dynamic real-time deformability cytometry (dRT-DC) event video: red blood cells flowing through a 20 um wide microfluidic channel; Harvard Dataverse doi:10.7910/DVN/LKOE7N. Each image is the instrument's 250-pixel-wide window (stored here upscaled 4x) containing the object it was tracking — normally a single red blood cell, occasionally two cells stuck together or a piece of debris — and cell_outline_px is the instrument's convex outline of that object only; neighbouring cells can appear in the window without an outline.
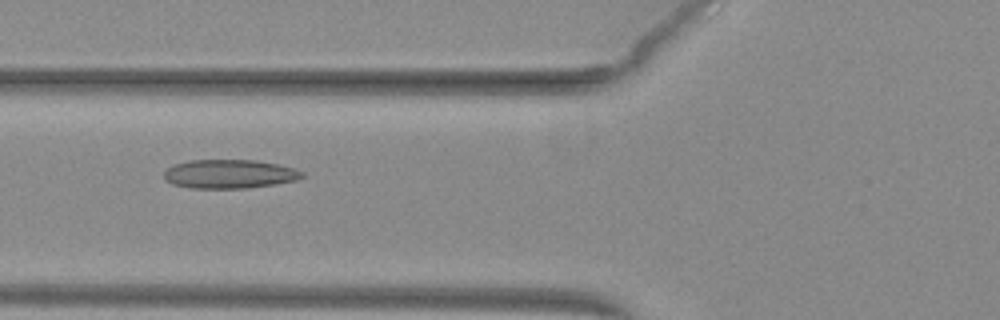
{"species": "common noctule bat (a hibernating species)", "species_latin": "Nyctalus noctula", "temperature_condition": "warm", "stored_images_in_passage": 37, "camera_frame_rate_fps": 3000, "um_per_image_px": 0.085, "animal": {"sex": "female", "body_mass_g": 29.2, "forearm_length_mm": 56.3}, "frame": {"image": 1, "passage_image": 6, "time_ms": 1.667, "image_size_px": [1000, 320], "cell_outline_px": [[304, 176], [296, 180], [276, 184], [248, 188], [192, 188], [172, 184], [164, 180], [164, 172], [168, 168], [176, 164], [188, 160], [256, 160], [280, 164], [296, 168], [304, 172]], "centroid_in_image_um": [19.54, 14.78], "position_along_channel_um": 106.3, "area_um2": 23.41}}
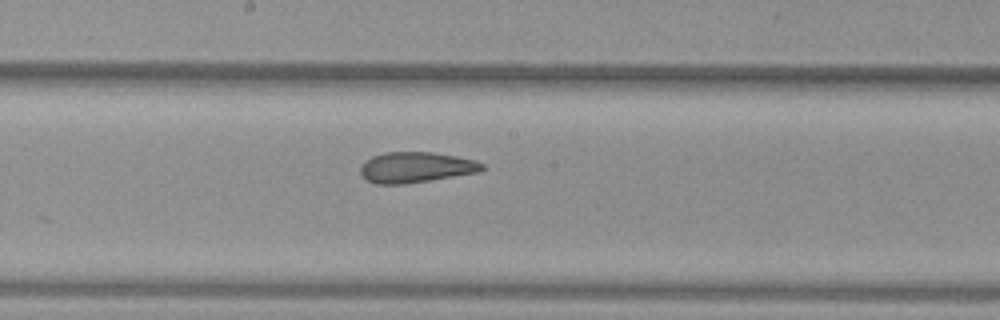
{"frame": {"image": 2, "passage_image": 14, "time_ms": 4.333, "image_size_px": [1000, 320], "cell_outline_px": [[484, 168], [480, 172], [404, 184], [376, 184], [360, 176], [360, 164], [364, 160], [372, 156], [384, 152], [432, 152], [456, 156], [472, 160], [484, 164]], "centroid_in_image_um": [35.29, 14.22], "position_along_channel_um": 212.9, "area_um2": 21.79}}
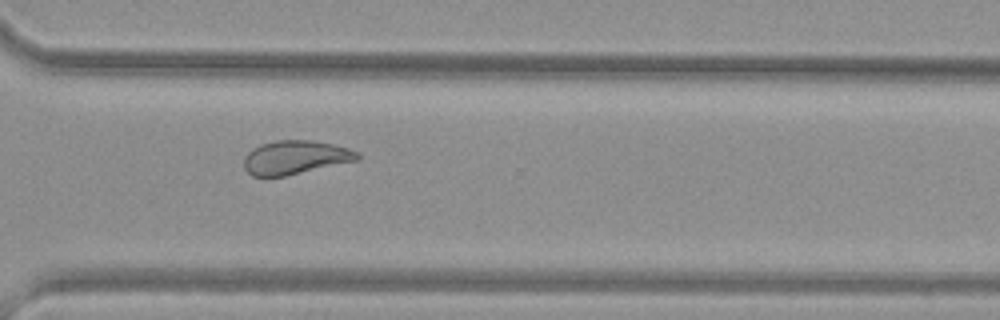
{"frame": {"image": 3, "passage_image": 24, "time_ms": 7.667, "image_size_px": [1000, 320], "cell_outline_px": [[360, 160], [284, 176], [252, 176], [244, 168], [244, 156], [252, 148], [260, 144], [276, 140], [312, 140], [332, 144], [348, 148], [360, 152]], "centroid_in_image_um": [25.11, 13.37], "position_along_channel_um": 345.5, "area_um2": 22.43}, "authors_computed_cell_mechanics": {"area_um2": 23.2356, "velocity_mm_per_s": 3.9945, "shape_relaxation_time_tau1_ms": null, "shape_relaxation_time_tau2_ms": 1.6137, "deformation_change_tau1": null, "deformation_change_tau2": 0.0799}}